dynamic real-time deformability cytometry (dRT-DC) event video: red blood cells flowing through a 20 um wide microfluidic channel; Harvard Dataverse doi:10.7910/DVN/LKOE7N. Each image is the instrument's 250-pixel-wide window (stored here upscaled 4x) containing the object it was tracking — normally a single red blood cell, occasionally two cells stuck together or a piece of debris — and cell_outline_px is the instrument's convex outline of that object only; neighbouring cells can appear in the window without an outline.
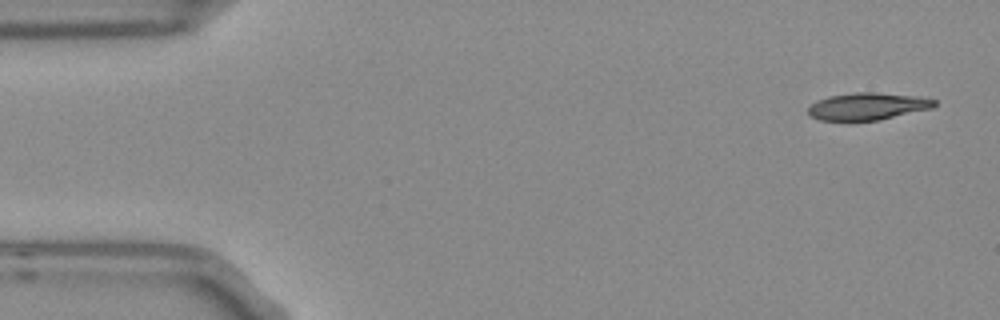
{"species": "Egyptian fruit bat (a non-hibernating species)", "species_latin": "Rousettus aegyptiacus", "temperature_condition": "room temperature", "stored_images_in_passage": 5, "camera_frame_rate_fps": 3000, "um_per_image_px": 0.085, "frame": {"image": 1, "passage_image": 1, "time_ms": 0.0, "image_size_px": [1000, 320], "cell_outline_px": [[936, 104], [932, 108], [880, 120], [820, 120], [808, 116], [808, 108], [816, 100], [828, 96], [856, 92], [876, 92], [916, 96], [936, 100]], "centroid_in_image_um": [73.72, 9.03], "position_along_channel_um": 11.3, "area_um2": 20.0}}
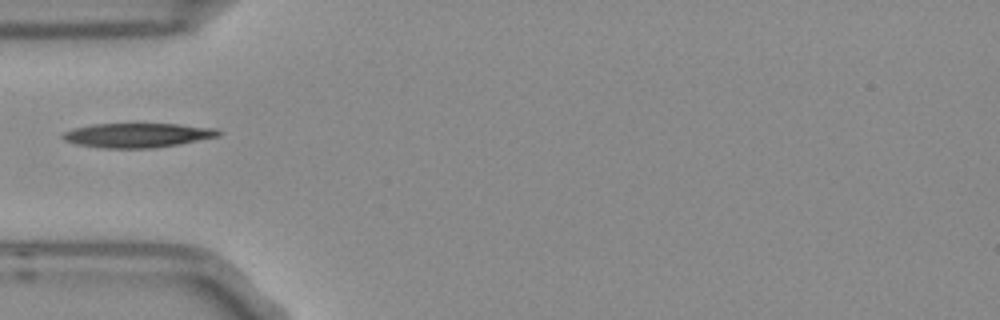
{"frame": {"image": 2, "passage_image": 4, "time_ms": 1.0, "image_size_px": [1000, 320], "cell_outline_px": [[224, 132], [220, 136], [180, 144], [148, 148], [108, 148], [76, 144], [64, 140], [60, 136], [64, 132], [72, 128], [92, 124], [180, 124], [216, 128]], "centroid_in_image_um": [11.72, 11.49], "position_along_channel_um": 73.3, "area_um2": 22.2}}
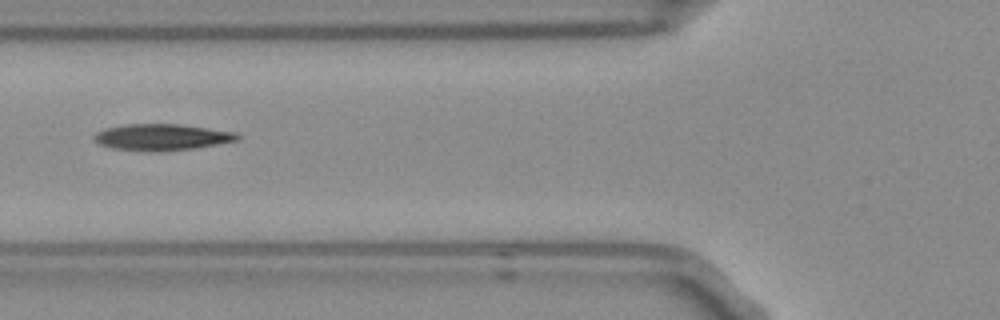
{"frame": {"image": 3, "passage_image": 5, "time_ms": 1.333, "image_size_px": [1000, 320], "cell_outline_px": [[240, 136], [236, 140], [196, 148], [112, 148], [100, 144], [92, 136], [96, 132], [104, 128], [128, 124], [180, 124], [236, 132]], "centroid_in_image_um": [13.76, 11.59], "position_along_channel_um": 112.0, "area_um2": 20.69}}